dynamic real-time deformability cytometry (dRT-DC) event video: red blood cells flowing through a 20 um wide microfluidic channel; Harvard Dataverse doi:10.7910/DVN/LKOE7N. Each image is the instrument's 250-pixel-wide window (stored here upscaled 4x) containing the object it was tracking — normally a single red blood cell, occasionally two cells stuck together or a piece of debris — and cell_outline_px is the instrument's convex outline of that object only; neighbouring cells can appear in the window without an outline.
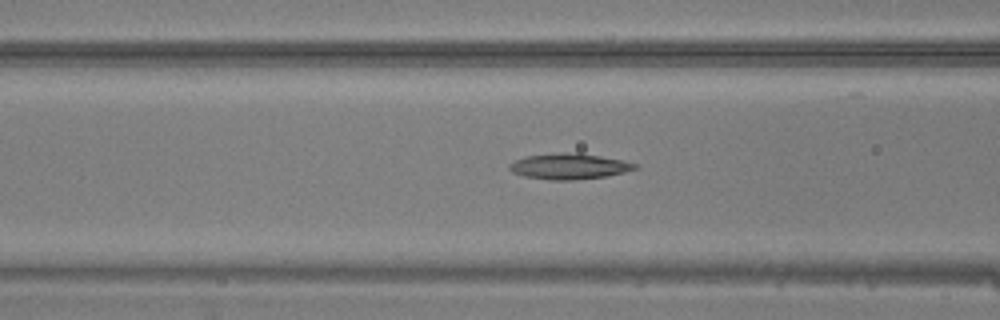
{"species": "common noctule bat (a hibernating species)", "species_latin": "Nyctalus noctula", "temperature_condition": "warm", "stored_images_in_passage": 28, "camera_frame_rate_fps": 3000, "um_per_image_px": 0.085, "animal": {"sex": "male", "body_mass_g": 20.5, "forearm_length_mm": 52.5}, "frame": {"image": 1, "passage_image": 9, "time_ms": 2.667, "image_size_px": [1000, 320], "cell_outline_px": [[640, 168], [608, 176], [576, 180], [548, 180], [524, 176], [512, 172], [508, 168], [508, 164], [524, 156], [560, 152], [576, 152], [600, 156], [620, 160], [636, 164]], "centroid_in_image_um": [48.35, 14.14], "position_along_channel_um": 118.2, "area_um2": 19.02}}
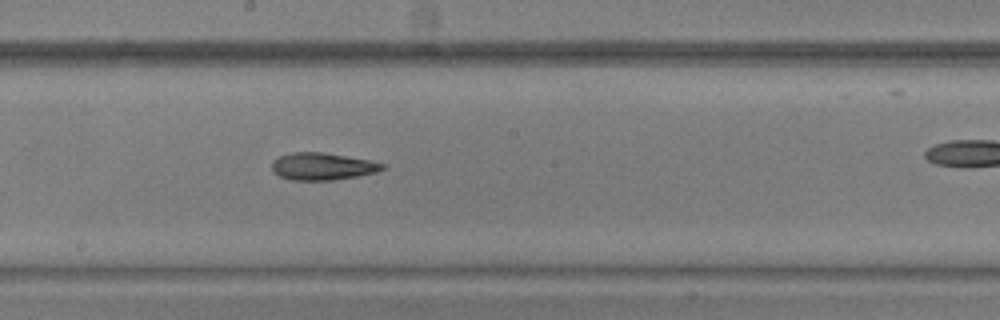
{"frame": {"image": 2, "passage_image": 16, "time_ms": 5.0, "image_size_px": [1000, 320], "cell_outline_px": [[388, 164], [384, 168], [376, 172], [356, 176], [332, 180], [292, 180], [280, 176], [272, 168], [272, 160], [280, 156], [292, 152], [324, 152], [368, 160]], "centroid_in_image_um": [27.41, 14.13], "position_along_channel_um": 220.8, "area_um2": 17.4}}
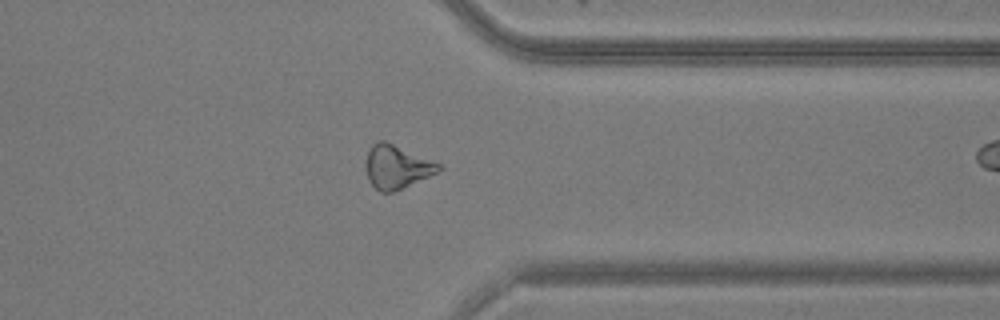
{"frame": {"image": 3, "passage_image": 27, "time_ms": 8.667, "image_size_px": [1000, 320], "cell_outline_px": [[444, 168], [440, 172], [392, 192], [380, 192], [368, 180], [364, 168], [364, 164], [368, 152], [372, 144], [380, 140], [384, 140], [440, 164]], "centroid_in_image_um": [33.7, 14.19], "position_along_channel_um": 377.7, "area_um2": 18.44}}